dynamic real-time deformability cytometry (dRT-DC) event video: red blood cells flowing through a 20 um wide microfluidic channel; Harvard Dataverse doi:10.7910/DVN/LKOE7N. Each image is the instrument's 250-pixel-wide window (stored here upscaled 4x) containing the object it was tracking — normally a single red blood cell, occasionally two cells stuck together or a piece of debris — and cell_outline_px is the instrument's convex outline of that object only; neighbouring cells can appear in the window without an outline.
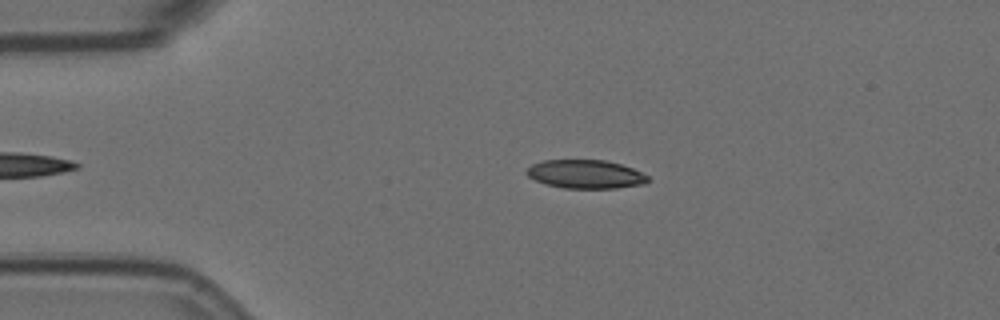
{"species": "Egyptian fruit bat (a non-hibernating species)", "species_latin": "Rousettus aegyptiacus", "temperature_condition": "room temperature", "stored_images_in_passage": 47, "camera_frame_rate_fps": 3000, "um_per_image_px": 0.085, "animal": {"sex": "female"}, "frame": {"image": 1, "passage_image": 9, "time_ms": 2.667, "image_size_px": [1000, 320], "cell_outline_px": [[648, 180], [644, 184], [616, 188], [564, 188], [548, 184], [536, 180], [528, 176], [524, 172], [532, 164], [544, 160], [604, 160], [620, 164], [632, 168], [648, 176]], "centroid_in_image_um": [49.76, 14.8], "position_along_channel_um": 35.2, "area_um2": 20.0}}
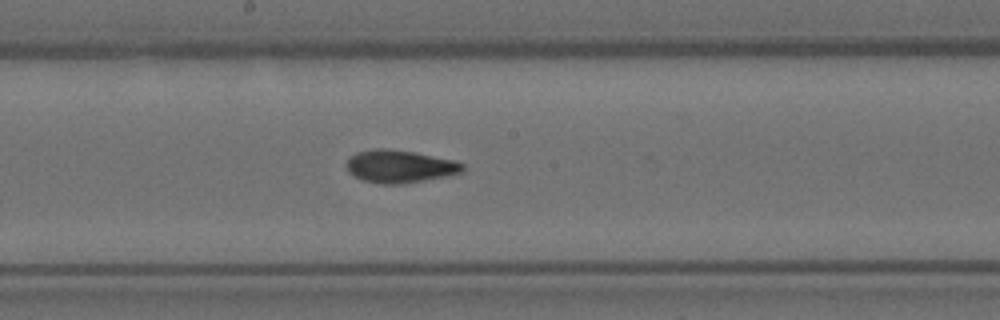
{"frame": {"image": 2, "passage_image": 27, "time_ms": 8.667, "image_size_px": [1000, 320], "cell_outline_px": [[464, 168], [460, 172], [448, 176], [400, 184], [380, 184], [364, 180], [356, 176], [348, 168], [348, 160], [356, 152], [376, 148], [384, 148], [416, 152], [452, 160], [464, 164]], "centroid_in_image_um": [34.01, 14.14], "position_along_channel_um": 214.2, "area_um2": 21.73}}
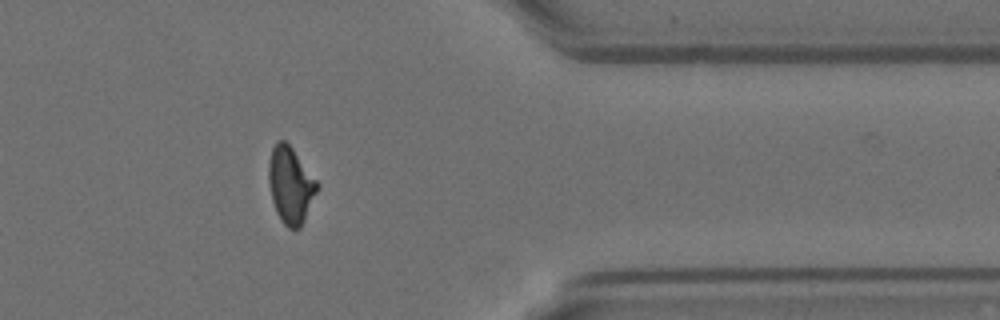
{"frame": {"image": 3, "passage_image": 43, "time_ms": 14.0, "image_size_px": [1000, 320], "cell_outline_px": [[320, 184], [304, 220], [300, 228], [288, 228], [280, 220], [276, 212], [272, 200], [268, 180], [268, 164], [272, 148], [280, 140], [284, 140], [292, 148]], "centroid_in_image_um": [24.69, 15.74], "position_along_channel_um": 386.7, "area_um2": 21.44}, "authors_computed_cell_mechanics": {"area_um2": 21.386, "velocity_mm_per_s": 3.5759, "shape_relaxation_time_tau1_ms": 7.5819, "shape_relaxation_time_tau2_ms": 1.6698, "deformation_change_tau1": 0.188, "deformation_change_tau2": 0.0658}}